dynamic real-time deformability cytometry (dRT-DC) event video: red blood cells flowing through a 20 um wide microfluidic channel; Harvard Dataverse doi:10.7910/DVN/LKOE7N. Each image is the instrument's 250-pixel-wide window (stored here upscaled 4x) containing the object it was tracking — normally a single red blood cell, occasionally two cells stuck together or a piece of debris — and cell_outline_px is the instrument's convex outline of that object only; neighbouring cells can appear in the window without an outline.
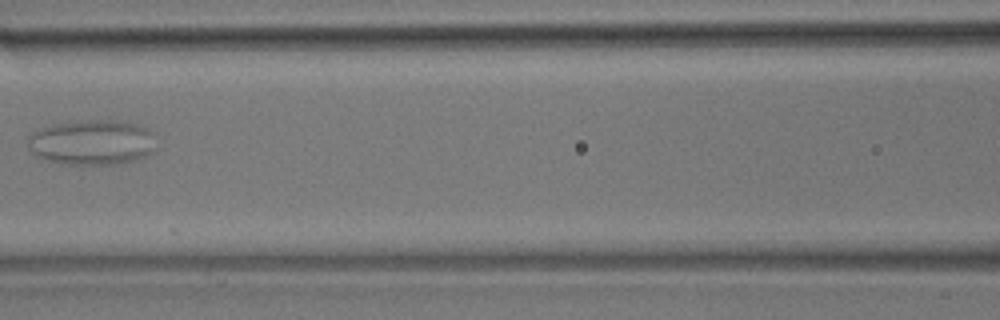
{"species": "common noctule bat (a hibernating species)", "species_latin": "Nyctalus noctula", "temperature_condition": "room temperature", "stored_images_in_passage": 5, "camera_frame_rate_fps": 3000, "um_per_image_px": 0.085, "animal": {"sex": "male", "body_mass_g": 17.9}, "frame": {"image": 1, "passage_image": 5, "time_ms": 1.333, "image_size_px": [1000, 320], "cell_outline_px": [[160, 136], [152, 152], [144, 156], [132, 160], [116, 164], [60, 164], [44, 160], [36, 156], [32, 152], [28, 144], [28, 136], [32, 132], [40, 128], [52, 124], [84, 120], [124, 120], [148, 128], [156, 132]], "centroid_in_image_um": [7.87, 12.08], "position_along_channel_um": 158.7, "area_um2": 34.51}}